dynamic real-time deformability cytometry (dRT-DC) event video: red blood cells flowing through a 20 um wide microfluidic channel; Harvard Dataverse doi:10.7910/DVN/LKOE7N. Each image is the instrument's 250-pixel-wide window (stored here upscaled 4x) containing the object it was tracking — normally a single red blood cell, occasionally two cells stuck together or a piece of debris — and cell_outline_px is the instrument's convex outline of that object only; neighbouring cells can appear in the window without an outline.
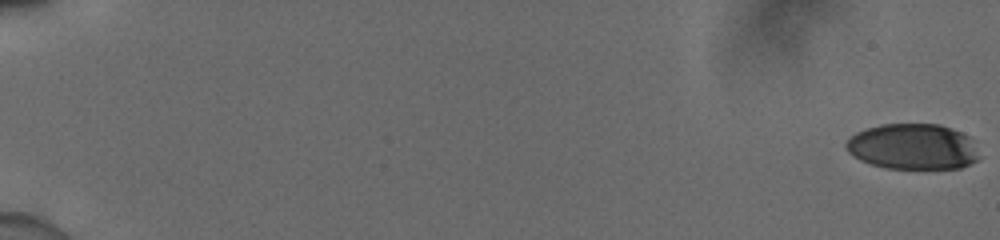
{"species": "human", "species_latin": "Homo sapiens", "temperature_condition": "cold", "stored_images_in_passage": 56, "camera_frame_rate_fps": 3000, "um_per_image_px": 0.085, "donor": {"sex": "male"}, "frame": {"image": 1, "passage_image": 1, "time_ms": 0.0, "image_size_px": [1000, 240], "cell_outline_px": [[980, 156], [976, 160], [960, 168], [884, 168], [860, 160], [848, 152], [844, 144], [856, 132], [880, 124], [940, 124], [952, 128], [968, 136]], "centroid_in_image_um": [77.57, 12.46], "position_along_channel_um": 7.4, "area_um2": 35.26}}
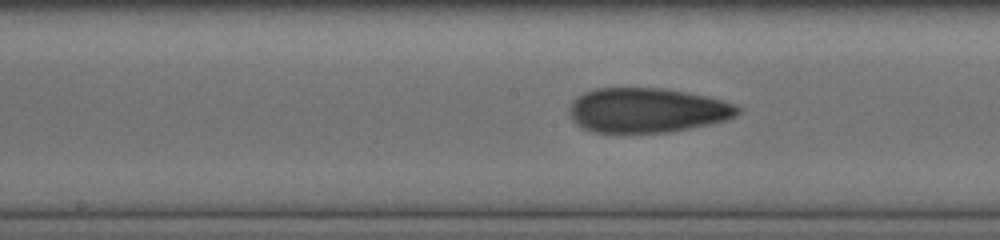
{"frame": {"image": 2, "passage_image": 32, "time_ms": 10.333, "image_size_px": [1000, 240], "cell_outline_px": [[740, 112], [736, 116], [724, 120], [708, 124], [668, 132], [592, 132], [576, 124], [572, 120], [568, 112], [568, 108], [572, 100], [584, 92], [596, 88], [668, 88], [708, 96], [736, 104], [740, 108]], "centroid_in_image_um": [54.98, 9.35], "position_along_channel_um": 193.2, "area_um2": 43.99}}
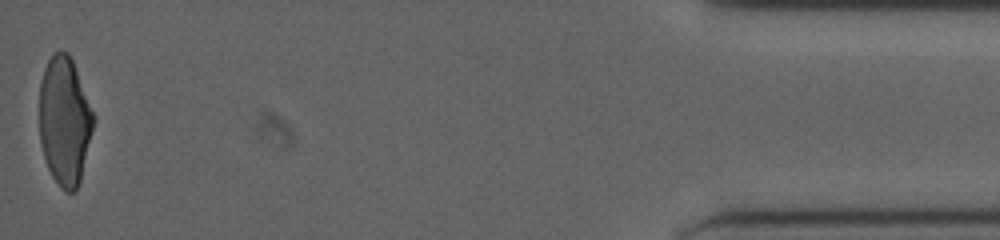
{"frame": {"image": 3, "passage_image": 56, "time_ms": 18.333, "image_size_px": [1000, 240], "cell_outline_px": [[96, 120], [80, 180], [76, 188], [72, 192], [68, 192], [60, 188], [52, 176], [48, 168], [44, 156], [40, 140], [40, 84], [44, 68], [48, 60], [56, 52], [68, 52], [72, 60], [96, 116]], "centroid_in_image_um": [5.51, 10.29], "position_along_channel_um": 429.7, "area_um2": 40.46}, "authors_computed_cell_mechanics": {"area_um2": 42.2229, "velocity_mm_per_s": 3.9327, "shape_relaxation_time_tau1_ms": 8.857, "shape_relaxation_time_tau2_ms": 1.9976, "deformation_change_tau1": 0.2378, "deformation_change_tau2": 0.0871}}